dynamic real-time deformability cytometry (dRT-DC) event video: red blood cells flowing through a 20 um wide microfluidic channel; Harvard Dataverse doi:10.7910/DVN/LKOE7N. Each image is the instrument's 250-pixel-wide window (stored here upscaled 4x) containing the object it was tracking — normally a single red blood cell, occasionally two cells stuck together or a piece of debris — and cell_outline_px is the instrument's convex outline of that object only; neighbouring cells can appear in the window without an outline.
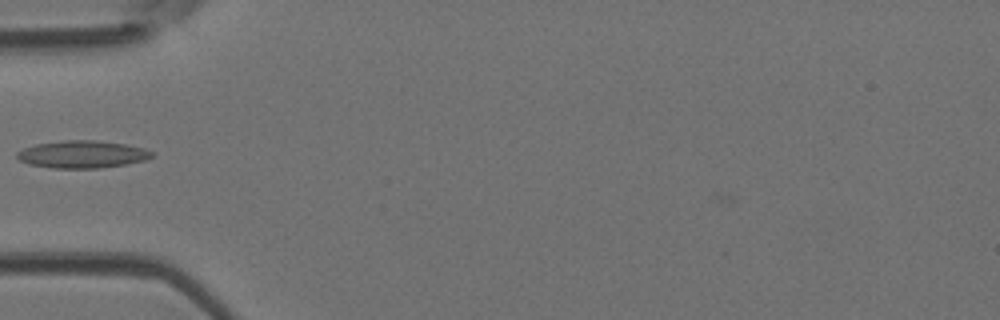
{"species": "Egyptian fruit bat (a non-hibernating species)", "species_latin": "Rousettus aegyptiacus", "temperature_condition": "room temperature", "stored_images_in_passage": 34, "camera_frame_rate_fps": 3000, "um_per_image_px": 0.085, "animal": {"sex": "female"}, "frame": {"image": 1, "passage_image": 1, "time_ms": 0.0, "image_size_px": [1000, 320], "cell_outline_px": [[156, 152], [152, 156], [144, 160], [124, 164], [100, 168], [52, 168], [28, 164], [20, 160], [16, 156], [16, 152], [24, 148], [36, 144], [60, 140], [96, 140], [124, 144], [144, 148]], "centroid_in_image_um": [6.97, 13.11], "position_along_channel_um": 78.0, "area_um2": 21.56}}
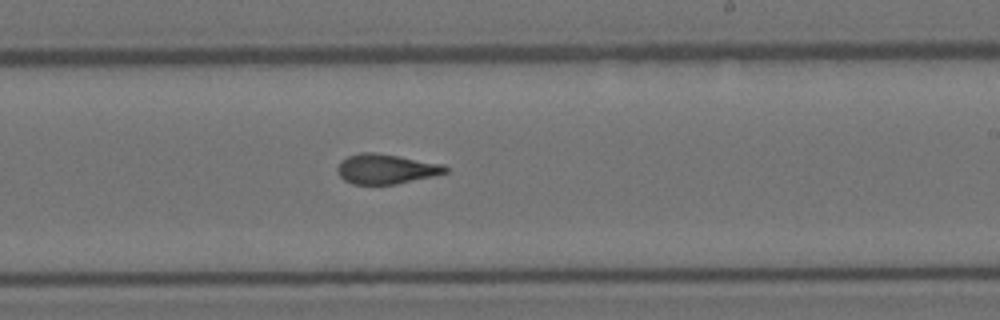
{"frame": {"image": 2, "passage_image": 14, "time_ms": 4.333, "image_size_px": [1000, 320], "cell_outline_px": [[448, 172], [432, 176], [396, 184], [352, 184], [344, 180], [336, 172], [336, 168], [348, 156], [360, 152], [372, 152], [444, 164], [448, 168]], "centroid_in_image_um": [32.8, 14.37], "position_along_channel_um": 256.2, "area_um2": 18.55}}
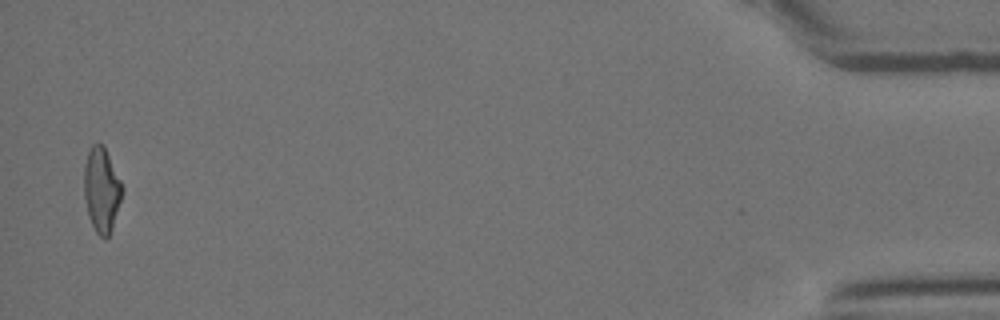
{"frame": {"image": 3, "passage_image": 33, "time_ms": 10.667, "image_size_px": [1000, 320], "cell_outline_px": [[124, 188], [112, 228], [108, 236], [104, 240], [96, 232], [88, 216], [84, 196], [84, 164], [88, 152], [92, 144], [104, 144]], "centroid_in_image_um": [8.63, 16.12], "position_along_channel_um": 426.6, "area_um2": 18.84}}